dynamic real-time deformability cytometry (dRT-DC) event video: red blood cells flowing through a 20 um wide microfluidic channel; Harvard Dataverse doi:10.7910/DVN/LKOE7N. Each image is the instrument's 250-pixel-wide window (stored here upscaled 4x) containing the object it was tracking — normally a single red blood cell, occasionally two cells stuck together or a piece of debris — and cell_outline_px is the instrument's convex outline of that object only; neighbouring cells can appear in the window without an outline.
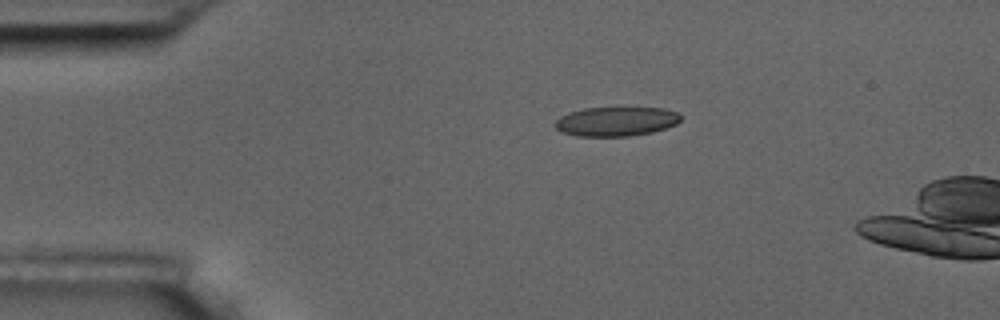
{"species": "common noctule bat (a hibernating species)", "species_latin": "Nyctalus noctula", "temperature_condition": "room temperature", "stored_images_in_passage": 2, "camera_frame_rate_fps": 3000, "um_per_image_px": 0.085, "animal": {"sex": "male", "body_mass_g": 17.5, "forearm_length_mm": 52.3}, "frame": {"image": 1, "passage_image": 1, "time_ms": 0.0, "image_size_px": [1000, 320], "cell_outline_px": [[680, 120], [676, 124], [652, 132], [628, 136], [576, 136], [560, 132], [552, 124], [560, 116], [568, 112], [584, 108], [624, 104], [664, 108], [676, 112], [680, 116]], "centroid_in_image_um": [52.34, 10.26], "position_along_channel_um": 32.7, "area_um2": 22.6}}